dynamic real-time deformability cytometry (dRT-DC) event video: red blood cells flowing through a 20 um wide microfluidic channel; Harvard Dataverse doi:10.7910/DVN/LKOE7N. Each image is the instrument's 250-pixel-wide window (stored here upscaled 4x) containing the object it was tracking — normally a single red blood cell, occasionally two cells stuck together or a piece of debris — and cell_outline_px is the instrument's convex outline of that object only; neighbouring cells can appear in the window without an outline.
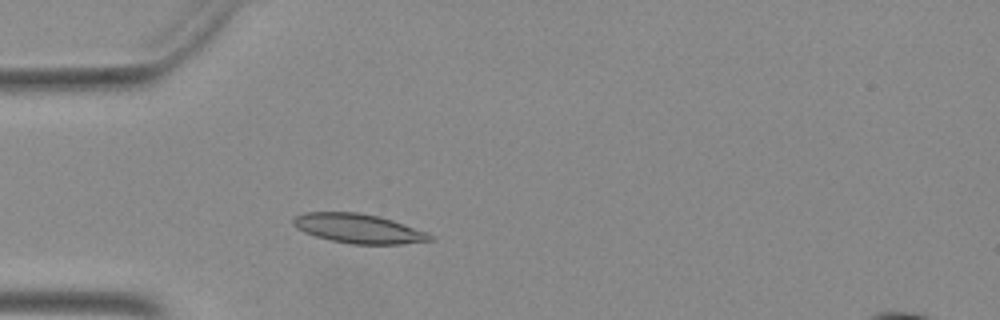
{"species": "Egyptian fruit bat (a non-hibernating species)", "species_latin": "Rousettus aegyptiacus", "temperature_condition": "warm", "stored_images_in_passage": 33, "segment_of_instrument_passage": [1, 2], "camera_frame_rate_fps": 3000, "um_per_image_px": 0.085, "animal": {"sex": "female"}, "frame": {"image": 1, "passage_image": 10, "time_ms": 3.0, "image_size_px": [1000, 320], "cell_outline_px": [[432, 240], [400, 244], [352, 244], [332, 240], [316, 236], [304, 232], [296, 228], [292, 224], [292, 220], [296, 216], [304, 212], [356, 212], [380, 216], [428, 232], [432, 236]], "centroid_in_image_um": [30.45, 19.42], "position_along_channel_um": 54.5, "area_um2": 23.29}}
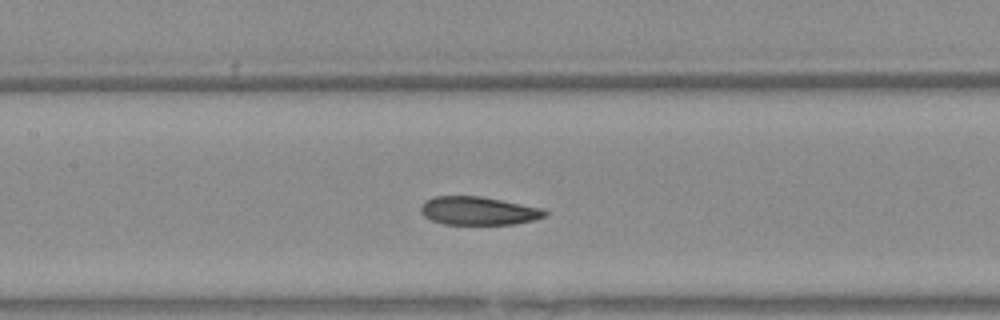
{"frame": {"image": 2, "passage_image": 19, "time_ms": 6.0, "image_size_px": [1000, 320], "cell_outline_px": [[548, 216], [536, 220], [516, 224], [444, 224], [432, 220], [424, 216], [420, 212], [420, 208], [424, 200], [436, 196], [480, 196], [540, 208], [548, 212]], "centroid_in_image_um": [40.66, 17.93], "position_along_channel_um": 166.7, "area_um2": 20.46}}
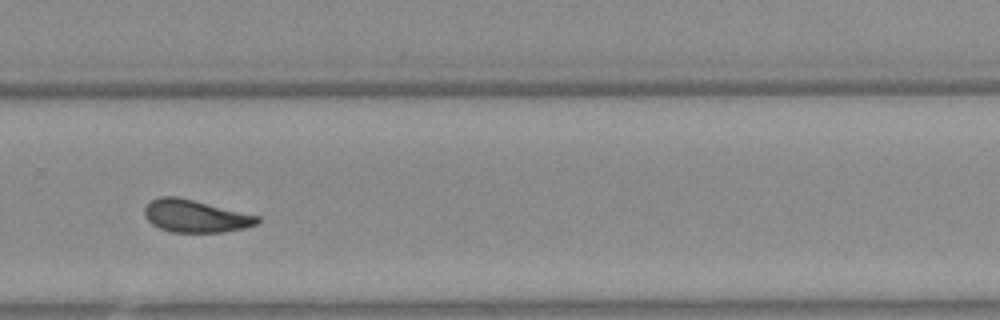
{"frame": {"image": 3, "passage_image": 30, "time_ms": 9.667, "image_size_px": [1000, 320], "cell_outline_px": [[260, 220], [256, 224], [244, 228], [224, 232], [172, 232], [160, 228], [152, 224], [148, 220], [144, 212], [144, 208], [152, 200], [160, 196], [176, 196], [260, 216]], "centroid_in_image_um": [16.61, 18.37], "position_along_channel_um": 313.2, "area_um2": 21.15}}